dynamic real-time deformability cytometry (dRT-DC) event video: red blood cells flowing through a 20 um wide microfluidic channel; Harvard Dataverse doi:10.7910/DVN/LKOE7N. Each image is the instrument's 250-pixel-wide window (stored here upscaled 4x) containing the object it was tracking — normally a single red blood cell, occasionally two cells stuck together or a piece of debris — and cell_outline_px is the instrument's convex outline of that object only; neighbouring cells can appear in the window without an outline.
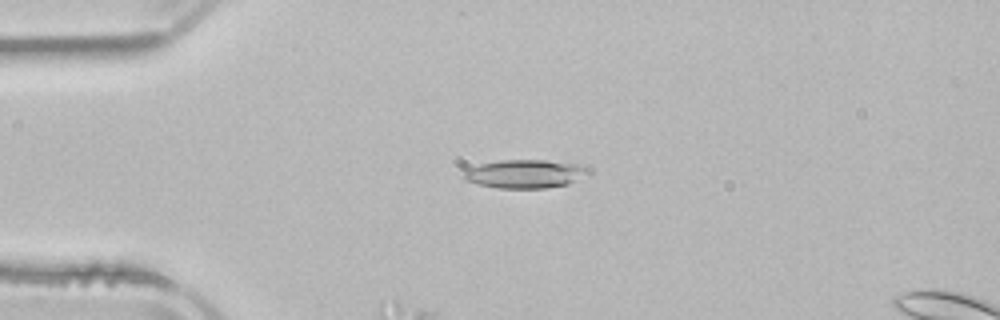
{"species": "common noctule bat (a hibernating species)", "species_latin": "Nyctalus noctula", "temperature_condition": "room temperature", "stored_images_in_passage": 2, "camera_frame_rate_fps": 3000, "um_per_image_px": 0.085, "animal": {"sex": "male", "body_mass_g": 21.5, "forearm_length_mm": 52.0}, "frame": {"image": 1, "passage_image": 1, "time_ms": 0.0, "image_size_px": [1000, 320], "cell_outline_px": [[592, 172], [568, 184], [544, 188], [500, 188], [480, 184], [468, 180], [464, 176], [464, 172], [468, 168], [480, 164], [500, 160], [544, 160], [584, 164], [592, 168]], "centroid_in_image_um": [44.74, 14.76], "position_along_channel_um": 40.3, "area_um2": 20.69}}